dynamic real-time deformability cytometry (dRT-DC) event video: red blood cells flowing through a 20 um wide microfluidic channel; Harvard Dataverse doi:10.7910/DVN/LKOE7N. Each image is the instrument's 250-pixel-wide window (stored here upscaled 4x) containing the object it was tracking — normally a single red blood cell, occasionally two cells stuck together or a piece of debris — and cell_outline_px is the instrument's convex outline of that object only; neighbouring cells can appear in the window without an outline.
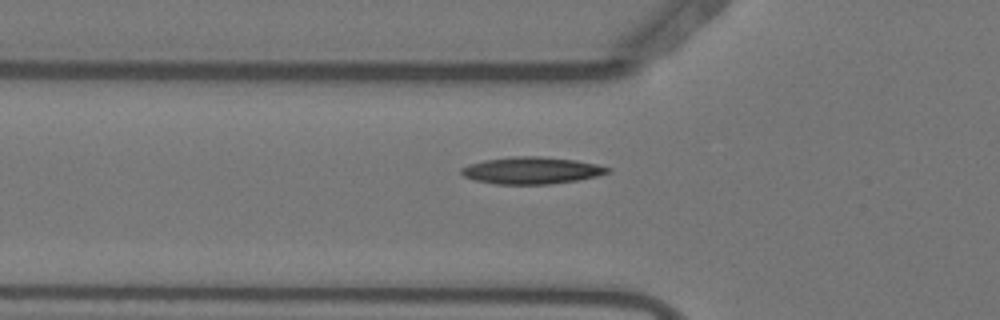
{"species": "Egyptian fruit bat (a non-hibernating species)", "species_latin": "Rousettus aegyptiacus", "temperature_condition": "warm", "stored_images_in_passage": 38, "camera_frame_rate_fps": 3000, "um_per_image_px": 0.085, "animal": {"sex": "female"}, "frame": {"image": 1, "passage_image": 2, "time_ms": 0.333, "image_size_px": [1000, 320], "cell_outline_px": [[612, 172], [596, 176], [576, 180], [552, 184], [496, 184], [476, 180], [464, 176], [460, 172], [460, 168], [468, 164], [484, 160], [512, 156], [540, 156], [576, 160], [596, 164], [612, 168]], "centroid_in_image_um": [45.19, 14.48], "position_along_channel_um": 80.6, "area_um2": 23.06}}
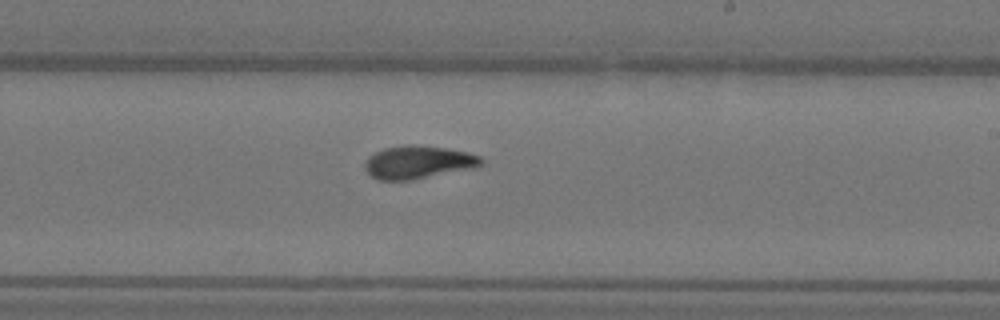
{"frame": {"image": 2, "passage_image": 16, "time_ms": 5.0, "image_size_px": [1000, 320], "cell_outline_px": [[484, 160], [480, 164], [472, 168], [412, 180], [376, 180], [364, 168], [364, 164], [368, 156], [384, 148], [404, 144], [416, 144], [444, 148], [468, 152], [480, 156]], "centroid_in_image_um": [35.51, 13.78], "position_along_channel_um": 253.5, "area_um2": 22.37}}
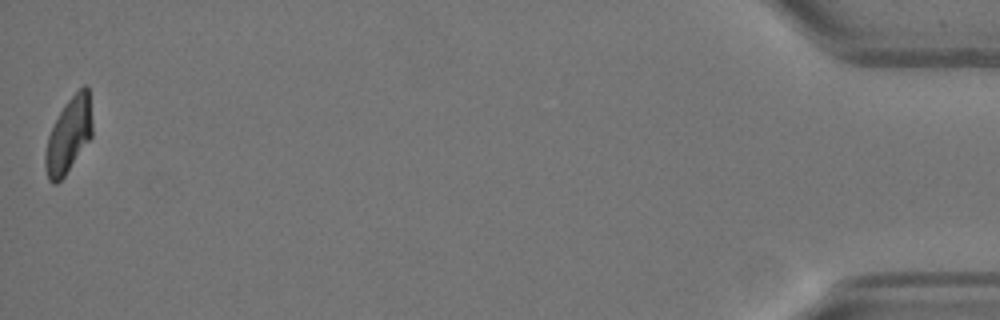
{"frame": {"image": 3, "passage_image": 38, "time_ms": 12.333, "image_size_px": [1000, 320], "cell_outline_px": [[92, 136], [64, 176], [56, 184], [52, 184], [48, 180], [44, 168], [44, 156], [48, 136], [64, 104], [84, 84], [88, 84], [92, 120]], "centroid_in_image_um": [5.83, 11.5], "position_along_channel_um": 429.4, "area_um2": 20.52}, "authors_computed_cell_mechanics": {"area_um2": 21.9062, "velocity_mm_per_s": 3.6759, "shape_relaxation_time_tau1_ms": 9.1407, "shape_relaxation_time_tau2_ms": 2.1433, "deformation_change_tau1": 0.252, "deformation_change_tau2": 0.0739}}